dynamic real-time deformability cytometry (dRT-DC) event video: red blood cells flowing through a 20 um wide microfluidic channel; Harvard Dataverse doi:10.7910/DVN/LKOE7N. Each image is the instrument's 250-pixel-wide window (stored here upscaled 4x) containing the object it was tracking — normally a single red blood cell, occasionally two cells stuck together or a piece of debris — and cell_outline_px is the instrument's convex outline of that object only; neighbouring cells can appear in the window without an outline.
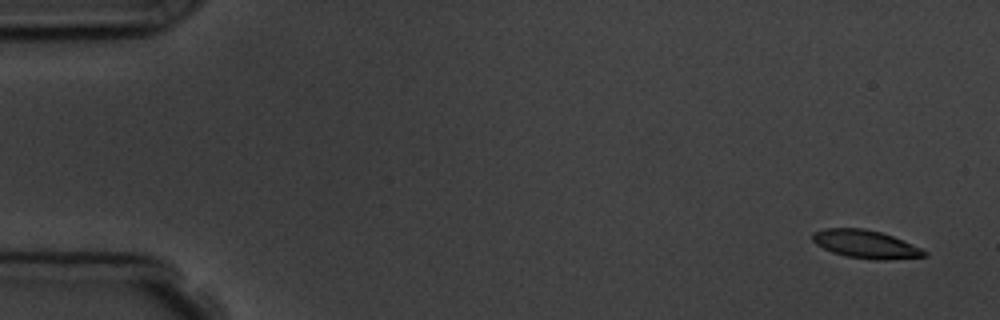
{"species": "common noctule bat (a hibernating species)", "species_latin": "Nyctalus noctula", "temperature_condition": "room temperature", "stored_images_in_passage": 5, "camera_frame_rate_fps": 3000, "um_per_image_px": 0.085, "animal": {"sex": "male", "body_mass_g": 19.5, "forearm_length_mm": 54.6}, "frame": {"image": 1, "passage_image": 1, "time_ms": 0.0, "image_size_px": [1000, 320], "cell_outline_px": [[928, 256], [888, 260], [872, 260], [848, 256], [832, 252], [816, 244], [812, 240], [812, 232], [828, 228], [864, 228], [880, 232], [892, 236], [912, 244], [928, 252]], "centroid_in_image_um": [73.59, 20.76], "position_along_channel_um": 11.4, "area_um2": 18.26}}
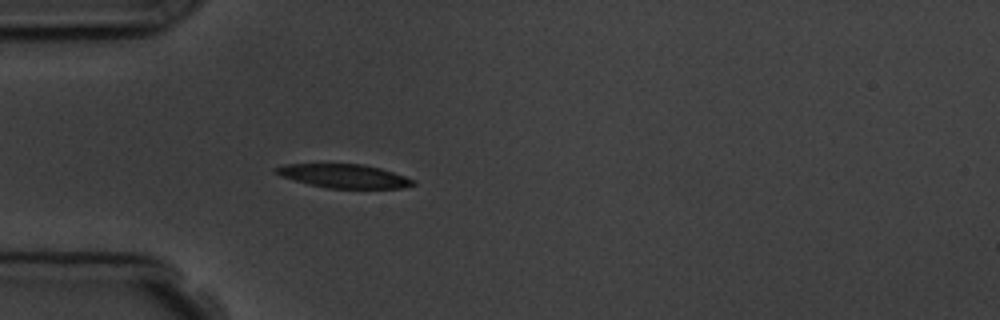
{"frame": {"image": 2, "passage_image": 5, "time_ms": 4.667, "image_size_px": [1000, 320], "cell_outline_px": [[416, 184], [404, 188], [328, 188], [280, 176], [272, 168], [284, 164], [364, 164], [380, 168], [416, 180]], "centroid_in_image_um": [29.27, 14.96], "position_along_channel_um": 55.7, "area_um2": 18.79}}